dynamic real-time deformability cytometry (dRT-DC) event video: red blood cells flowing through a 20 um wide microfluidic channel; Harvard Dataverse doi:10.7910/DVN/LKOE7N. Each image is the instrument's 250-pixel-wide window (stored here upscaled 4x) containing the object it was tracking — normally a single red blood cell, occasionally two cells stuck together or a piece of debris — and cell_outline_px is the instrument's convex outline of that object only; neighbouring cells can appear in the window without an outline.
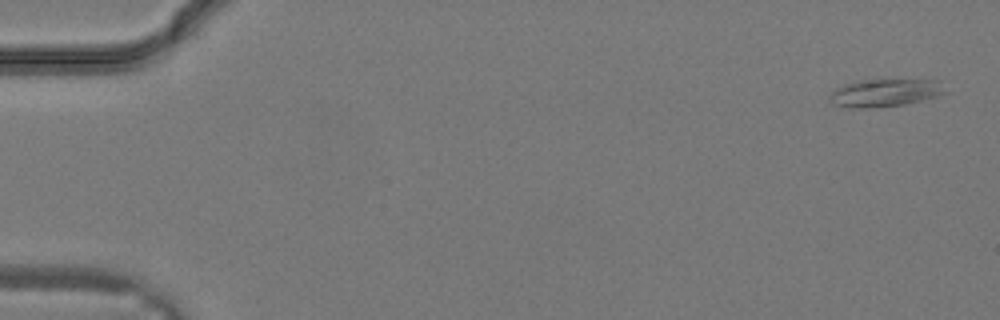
{"species": "common noctule bat (a hibernating species)", "species_latin": "Nyctalus noctula", "temperature_condition": "warm", "stored_images_in_passage": 12, "camera_frame_rate_fps": 3000, "um_per_image_px": 0.085, "animal": {"sex": "male", "body_mass_g": 19.2, "forearm_length_mm": 51.8}, "frame": {"image": 1, "passage_image": 1, "time_ms": 0.0, "image_size_px": [1000, 320], "cell_outline_px": [[952, 92], [940, 96], [904, 104], [872, 108], [848, 108], [832, 104], [828, 100], [828, 96], [836, 88], [844, 84], [856, 80], [940, 80]], "centroid_in_image_um": [75.27, 7.89], "position_along_channel_um": 9.7, "area_um2": 19.19}}
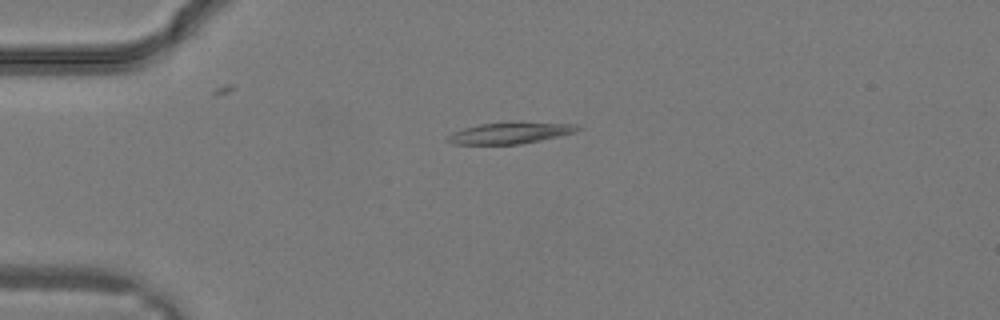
{"frame": {"image": 2, "passage_image": 8, "time_ms": 2.333, "image_size_px": [1000, 320], "cell_outline_px": [[584, 128], [576, 132], [540, 140], [520, 144], [452, 144], [448, 140], [448, 136], [452, 132], [464, 128], [480, 124], [508, 120], [520, 120], [576, 124]], "centroid_in_image_um": [43.44, 11.25], "position_along_channel_um": 41.6, "area_um2": 16.82}}
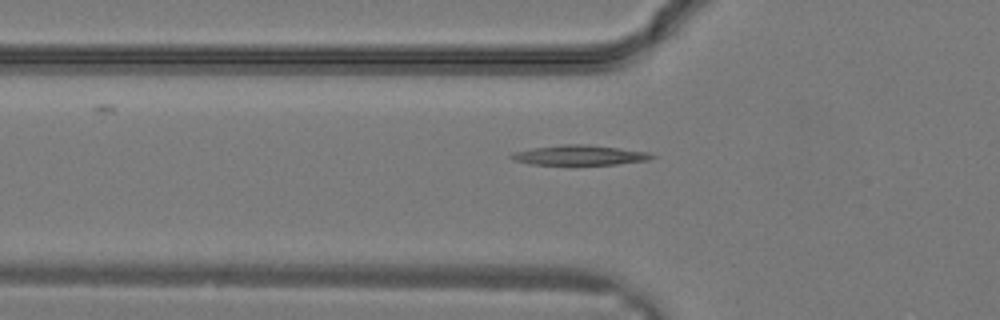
{"frame": {"image": 3, "passage_image": 11, "time_ms": 3.333, "image_size_px": [1000, 320], "cell_outline_px": [[656, 156], [648, 160], [616, 164], [532, 164], [512, 160], [508, 156], [512, 152], [532, 148], [564, 144], [588, 144], [648, 152]], "centroid_in_image_um": [49.22, 13.18], "position_along_channel_um": 76.6, "area_um2": 16.18}}